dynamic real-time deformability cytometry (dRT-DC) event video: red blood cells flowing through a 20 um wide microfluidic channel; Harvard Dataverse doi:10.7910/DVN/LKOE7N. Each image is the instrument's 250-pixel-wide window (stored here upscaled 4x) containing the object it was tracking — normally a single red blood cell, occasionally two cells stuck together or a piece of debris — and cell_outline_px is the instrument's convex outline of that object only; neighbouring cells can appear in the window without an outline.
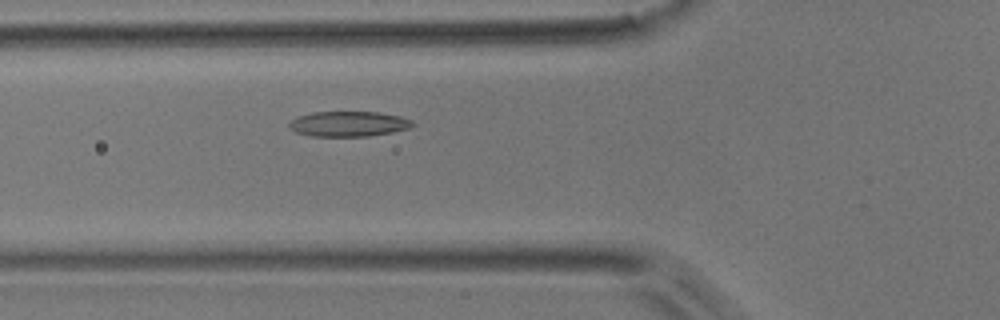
{"species": "common noctule bat (a hibernating species)", "species_latin": "Nyctalus noctula", "temperature_condition": "room temperature", "stored_images_in_passage": 46, "camera_frame_rate_fps": 3000, "um_per_image_px": 0.085, "animal": {"sex": "male", "body_mass_g": 17.9}, "frame": {"image": 1, "passage_image": 13, "time_ms": 4.0, "image_size_px": [1000, 320], "cell_outline_px": [[416, 124], [412, 128], [392, 132], [368, 136], [308, 136], [296, 132], [288, 128], [288, 124], [296, 116], [312, 112], [380, 112], [400, 116], [412, 120]], "centroid_in_image_um": [29.63, 10.53], "position_along_channel_um": 96.2, "area_um2": 18.38}}
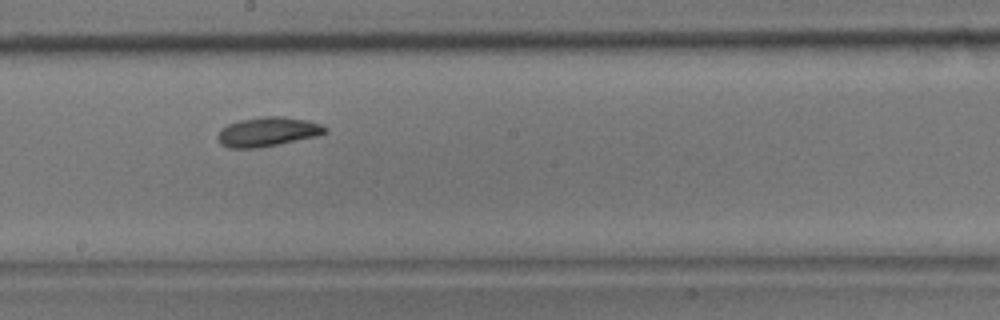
{"frame": {"image": 2, "passage_image": 23, "time_ms": 7.333, "image_size_px": [1000, 320], "cell_outline_px": [[328, 132], [316, 136], [260, 148], [228, 148], [220, 144], [216, 136], [220, 128], [228, 124], [240, 120], [264, 116], [280, 116], [308, 120], [320, 124], [328, 128]], "centroid_in_image_um": [22.72, 11.2], "position_along_channel_um": 225.5, "area_um2": 18.5}}
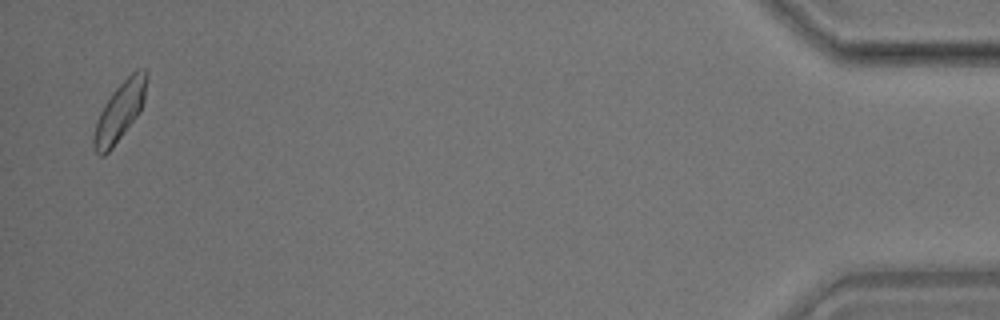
{"frame": {"image": 3, "passage_image": 45, "time_ms": 14.667, "image_size_px": [1000, 320], "cell_outline_px": [[148, 76], [144, 100], [140, 112], [112, 148], [104, 156], [100, 156], [92, 148], [92, 136], [100, 112], [104, 104], [112, 92], [136, 68], [144, 68], [148, 72]], "centroid_in_image_um": [10.18, 9.46], "position_along_channel_um": 425.0, "area_um2": 18.21}, "authors_computed_cell_mechanics": {"area_um2": 17.7157, "velocity_mm_per_s": 3.867, "shape_relaxation_time_tau1_ms": 4.0683, "shape_relaxation_time_tau2_ms": 7.7943, "deformation_change_tau1": 0.0991, "deformation_change_tau2": 0.1384}}